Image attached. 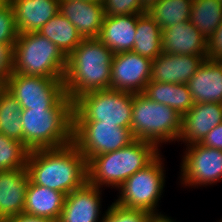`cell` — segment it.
<instances>
[{
  "mask_svg": "<svg viewBox=\"0 0 222 222\" xmlns=\"http://www.w3.org/2000/svg\"><path fill=\"white\" fill-rule=\"evenodd\" d=\"M26 169L33 184L65 196L87 182V161L73 143L59 148L31 150Z\"/></svg>",
  "mask_w": 222,
  "mask_h": 222,
  "instance_id": "cell-1",
  "label": "cell"
},
{
  "mask_svg": "<svg viewBox=\"0 0 222 222\" xmlns=\"http://www.w3.org/2000/svg\"><path fill=\"white\" fill-rule=\"evenodd\" d=\"M113 55L98 38L83 39L67 57L65 94L74 101L85 92L110 89Z\"/></svg>",
  "mask_w": 222,
  "mask_h": 222,
  "instance_id": "cell-2",
  "label": "cell"
},
{
  "mask_svg": "<svg viewBox=\"0 0 222 222\" xmlns=\"http://www.w3.org/2000/svg\"><path fill=\"white\" fill-rule=\"evenodd\" d=\"M23 143L31 151L72 143L73 101L64 94L50 109H22Z\"/></svg>",
  "mask_w": 222,
  "mask_h": 222,
  "instance_id": "cell-3",
  "label": "cell"
},
{
  "mask_svg": "<svg viewBox=\"0 0 222 222\" xmlns=\"http://www.w3.org/2000/svg\"><path fill=\"white\" fill-rule=\"evenodd\" d=\"M160 149L151 142L134 140L126 147L95 156L87 161V182L99 188H119L138 170L149 165Z\"/></svg>",
  "mask_w": 222,
  "mask_h": 222,
  "instance_id": "cell-4",
  "label": "cell"
},
{
  "mask_svg": "<svg viewBox=\"0 0 222 222\" xmlns=\"http://www.w3.org/2000/svg\"><path fill=\"white\" fill-rule=\"evenodd\" d=\"M130 129L135 139L154 143L160 149L163 143L178 142L182 116L173 108L155 102L143 93H133Z\"/></svg>",
  "mask_w": 222,
  "mask_h": 222,
  "instance_id": "cell-5",
  "label": "cell"
},
{
  "mask_svg": "<svg viewBox=\"0 0 222 222\" xmlns=\"http://www.w3.org/2000/svg\"><path fill=\"white\" fill-rule=\"evenodd\" d=\"M13 54L12 73L64 78L67 57L53 42L37 32L19 34Z\"/></svg>",
  "mask_w": 222,
  "mask_h": 222,
  "instance_id": "cell-6",
  "label": "cell"
},
{
  "mask_svg": "<svg viewBox=\"0 0 222 222\" xmlns=\"http://www.w3.org/2000/svg\"><path fill=\"white\" fill-rule=\"evenodd\" d=\"M133 93L113 89L85 92L73 101V121H101L130 128Z\"/></svg>",
  "mask_w": 222,
  "mask_h": 222,
  "instance_id": "cell-7",
  "label": "cell"
},
{
  "mask_svg": "<svg viewBox=\"0 0 222 222\" xmlns=\"http://www.w3.org/2000/svg\"><path fill=\"white\" fill-rule=\"evenodd\" d=\"M162 156L160 153L149 165L129 177L118 188L120 195L114 202L125 208L140 209L154 216H163L164 214L157 209L166 181Z\"/></svg>",
  "mask_w": 222,
  "mask_h": 222,
  "instance_id": "cell-8",
  "label": "cell"
},
{
  "mask_svg": "<svg viewBox=\"0 0 222 222\" xmlns=\"http://www.w3.org/2000/svg\"><path fill=\"white\" fill-rule=\"evenodd\" d=\"M135 139L130 128L101 121H73L72 143L86 161L131 144Z\"/></svg>",
  "mask_w": 222,
  "mask_h": 222,
  "instance_id": "cell-9",
  "label": "cell"
},
{
  "mask_svg": "<svg viewBox=\"0 0 222 222\" xmlns=\"http://www.w3.org/2000/svg\"><path fill=\"white\" fill-rule=\"evenodd\" d=\"M63 79L12 73L4 88L22 109H50L65 94Z\"/></svg>",
  "mask_w": 222,
  "mask_h": 222,
  "instance_id": "cell-10",
  "label": "cell"
},
{
  "mask_svg": "<svg viewBox=\"0 0 222 222\" xmlns=\"http://www.w3.org/2000/svg\"><path fill=\"white\" fill-rule=\"evenodd\" d=\"M180 163L181 186L207 187L222 180V150L200 143L186 145Z\"/></svg>",
  "mask_w": 222,
  "mask_h": 222,
  "instance_id": "cell-11",
  "label": "cell"
},
{
  "mask_svg": "<svg viewBox=\"0 0 222 222\" xmlns=\"http://www.w3.org/2000/svg\"><path fill=\"white\" fill-rule=\"evenodd\" d=\"M152 60L133 51L115 53L111 63L110 89L143 93L150 82Z\"/></svg>",
  "mask_w": 222,
  "mask_h": 222,
  "instance_id": "cell-12",
  "label": "cell"
},
{
  "mask_svg": "<svg viewBox=\"0 0 222 222\" xmlns=\"http://www.w3.org/2000/svg\"><path fill=\"white\" fill-rule=\"evenodd\" d=\"M102 191V188L86 182L67 194L57 222H101Z\"/></svg>",
  "mask_w": 222,
  "mask_h": 222,
  "instance_id": "cell-13",
  "label": "cell"
},
{
  "mask_svg": "<svg viewBox=\"0 0 222 222\" xmlns=\"http://www.w3.org/2000/svg\"><path fill=\"white\" fill-rule=\"evenodd\" d=\"M208 55H180L162 52L152 61L150 81L187 84Z\"/></svg>",
  "mask_w": 222,
  "mask_h": 222,
  "instance_id": "cell-14",
  "label": "cell"
},
{
  "mask_svg": "<svg viewBox=\"0 0 222 222\" xmlns=\"http://www.w3.org/2000/svg\"><path fill=\"white\" fill-rule=\"evenodd\" d=\"M222 122V103H194L182 116V129L178 142L200 143L203 138Z\"/></svg>",
  "mask_w": 222,
  "mask_h": 222,
  "instance_id": "cell-15",
  "label": "cell"
},
{
  "mask_svg": "<svg viewBox=\"0 0 222 222\" xmlns=\"http://www.w3.org/2000/svg\"><path fill=\"white\" fill-rule=\"evenodd\" d=\"M59 12L76 27L83 39L99 37L105 16L102 3L59 0Z\"/></svg>",
  "mask_w": 222,
  "mask_h": 222,
  "instance_id": "cell-16",
  "label": "cell"
},
{
  "mask_svg": "<svg viewBox=\"0 0 222 222\" xmlns=\"http://www.w3.org/2000/svg\"><path fill=\"white\" fill-rule=\"evenodd\" d=\"M162 43L168 54L208 55V40L190 21L163 29Z\"/></svg>",
  "mask_w": 222,
  "mask_h": 222,
  "instance_id": "cell-17",
  "label": "cell"
},
{
  "mask_svg": "<svg viewBox=\"0 0 222 222\" xmlns=\"http://www.w3.org/2000/svg\"><path fill=\"white\" fill-rule=\"evenodd\" d=\"M29 181L26 168L0 171V222L24 213Z\"/></svg>",
  "mask_w": 222,
  "mask_h": 222,
  "instance_id": "cell-18",
  "label": "cell"
},
{
  "mask_svg": "<svg viewBox=\"0 0 222 222\" xmlns=\"http://www.w3.org/2000/svg\"><path fill=\"white\" fill-rule=\"evenodd\" d=\"M19 34L38 30L59 13V0H8Z\"/></svg>",
  "mask_w": 222,
  "mask_h": 222,
  "instance_id": "cell-19",
  "label": "cell"
},
{
  "mask_svg": "<svg viewBox=\"0 0 222 222\" xmlns=\"http://www.w3.org/2000/svg\"><path fill=\"white\" fill-rule=\"evenodd\" d=\"M187 85L194 103H222V63L205 59Z\"/></svg>",
  "mask_w": 222,
  "mask_h": 222,
  "instance_id": "cell-20",
  "label": "cell"
},
{
  "mask_svg": "<svg viewBox=\"0 0 222 222\" xmlns=\"http://www.w3.org/2000/svg\"><path fill=\"white\" fill-rule=\"evenodd\" d=\"M137 14L103 18L98 39L114 54L132 51L136 35Z\"/></svg>",
  "mask_w": 222,
  "mask_h": 222,
  "instance_id": "cell-21",
  "label": "cell"
},
{
  "mask_svg": "<svg viewBox=\"0 0 222 222\" xmlns=\"http://www.w3.org/2000/svg\"><path fill=\"white\" fill-rule=\"evenodd\" d=\"M65 195L29 181L26 189L24 213L58 221Z\"/></svg>",
  "mask_w": 222,
  "mask_h": 222,
  "instance_id": "cell-22",
  "label": "cell"
},
{
  "mask_svg": "<svg viewBox=\"0 0 222 222\" xmlns=\"http://www.w3.org/2000/svg\"><path fill=\"white\" fill-rule=\"evenodd\" d=\"M143 94L155 102L173 108L181 116L186 114L194 105L187 84L150 81L146 85Z\"/></svg>",
  "mask_w": 222,
  "mask_h": 222,
  "instance_id": "cell-23",
  "label": "cell"
},
{
  "mask_svg": "<svg viewBox=\"0 0 222 222\" xmlns=\"http://www.w3.org/2000/svg\"><path fill=\"white\" fill-rule=\"evenodd\" d=\"M133 52L154 60L163 52L162 29L147 12L137 14Z\"/></svg>",
  "mask_w": 222,
  "mask_h": 222,
  "instance_id": "cell-24",
  "label": "cell"
},
{
  "mask_svg": "<svg viewBox=\"0 0 222 222\" xmlns=\"http://www.w3.org/2000/svg\"><path fill=\"white\" fill-rule=\"evenodd\" d=\"M37 33L53 42L66 57L83 41L76 27L60 12L45 23Z\"/></svg>",
  "mask_w": 222,
  "mask_h": 222,
  "instance_id": "cell-25",
  "label": "cell"
},
{
  "mask_svg": "<svg viewBox=\"0 0 222 222\" xmlns=\"http://www.w3.org/2000/svg\"><path fill=\"white\" fill-rule=\"evenodd\" d=\"M189 21L209 40L222 23V1L193 0Z\"/></svg>",
  "mask_w": 222,
  "mask_h": 222,
  "instance_id": "cell-26",
  "label": "cell"
},
{
  "mask_svg": "<svg viewBox=\"0 0 222 222\" xmlns=\"http://www.w3.org/2000/svg\"><path fill=\"white\" fill-rule=\"evenodd\" d=\"M22 108L4 87L0 91V133L23 143Z\"/></svg>",
  "mask_w": 222,
  "mask_h": 222,
  "instance_id": "cell-27",
  "label": "cell"
},
{
  "mask_svg": "<svg viewBox=\"0 0 222 222\" xmlns=\"http://www.w3.org/2000/svg\"><path fill=\"white\" fill-rule=\"evenodd\" d=\"M193 0H159L146 12L163 30L179 22L189 21Z\"/></svg>",
  "mask_w": 222,
  "mask_h": 222,
  "instance_id": "cell-28",
  "label": "cell"
},
{
  "mask_svg": "<svg viewBox=\"0 0 222 222\" xmlns=\"http://www.w3.org/2000/svg\"><path fill=\"white\" fill-rule=\"evenodd\" d=\"M29 152L24 143L0 133V171L26 168Z\"/></svg>",
  "mask_w": 222,
  "mask_h": 222,
  "instance_id": "cell-29",
  "label": "cell"
},
{
  "mask_svg": "<svg viewBox=\"0 0 222 222\" xmlns=\"http://www.w3.org/2000/svg\"><path fill=\"white\" fill-rule=\"evenodd\" d=\"M154 217L147 211L125 208L113 202L103 213L101 222H151Z\"/></svg>",
  "mask_w": 222,
  "mask_h": 222,
  "instance_id": "cell-30",
  "label": "cell"
},
{
  "mask_svg": "<svg viewBox=\"0 0 222 222\" xmlns=\"http://www.w3.org/2000/svg\"><path fill=\"white\" fill-rule=\"evenodd\" d=\"M18 35L14 11L7 2L0 8V44L14 45Z\"/></svg>",
  "mask_w": 222,
  "mask_h": 222,
  "instance_id": "cell-31",
  "label": "cell"
},
{
  "mask_svg": "<svg viewBox=\"0 0 222 222\" xmlns=\"http://www.w3.org/2000/svg\"><path fill=\"white\" fill-rule=\"evenodd\" d=\"M104 15H131L143 14L146 9L141 5L140 0H103Z\"/></svg>",
  "mask_w": 222,
  "mask_h": 222,
  "instance_id": "cell-32",
  "label": "cell"
},
{
  "mask_svg": "<svg viewBox=\"0 0 222 222\" xmlns=\"http://www.w3.org/2000/svg\"><path fill=\"white\" fill-rule=\"evenodd\" d=\"M13 46L0 44V82L5 84L13 69Z\"/></svg>",
  "mask_w": 222,
  "mask_h": 222,
  "instance_id": "cell-33",
  "label": "cell"
},
{
  "mask_svg": "<svg viewBox=\"0 0 222 222\" xmlns=\"http://www.w3.org/2000/svg\"><path fill=\"white\" fill-rule=\"evenodd\" d=\"M208 58L216 61L222 59V23L208 40Z\"/></svg>",
  "mask_w": 222,
  "mask_h": 222,
  "instance_id": "cell-34",
  "label": "cell"
},
{
  "mask_svg": "<svg viewBox=\"0 0 222 222\" xmlns=\"http://www.w3.org/2000/svg\"><path fill=\"white\" fill-rule=\"evenodd\" d=\"M200 144L222 150V122L213 128L200 142Z\"/></svg>",
  "mask_w": 222,
  "mask_h": 222,
  "instance_id": "cell-35",
  "label": "cell"
},
{
  "mask_svg": "<svg viewBox=\"0 0 222 222\" xmlns=\"http://www.w3.org/2000/svg\"><path fill=\"white\" fill-rule=\"evenodd\" d=\"M5 222H56L43 217H37L26 213H21L17 216L7 219Z\"/></svg>",
  "mask_w": 222,
  "mask_h": 222,
  "instance_id": "cell-36",
  "label": "cell"
},
{
  "mask_svg": "<svg viewBox=\"0 0 222 222\" xmlns=\"http://www.w3.org/2000/svg\"><path fill=\"white\" fill-rule=\"evenodd\" d=\"M151 222H176V221H174V219H172L167 215H163V216H155Z\"/></svg>",
  "mask_w": 222,
  "mask_h": 222,
  "instance_id": "cell-37",
  "label": "cell"
},
{
  "mask_svg": "<svg viewBox=\"0 0 222 222\" xmlns=\"http://www.w3.org/2000/svg\"><path fill=\"white\" fill-rule=\"evenodd\" d=\"M158 1L159 0H140V3L147 10L152 4H155Z\"/></svg>",
  "mask_w": 222,
  "mask_h": 222,
  "instance_id": "cell-38",
  "label": "cell"
},
{
  "mask_svg": "<svg viewBox=\"0 0 222 222\" xmlns=\"http://www.w3.org/2000/svg\"><path fill=\"white\" fill-rule=\"evenodd\" d=\"M83 1L94 2V3H102L103 2V0H83Z\"/></svg>",
  "mask_w": 222,
  "mask_h": 222,
  "instance_id": "cell-39",
  "label": "cell"
},
{
  "mask_svg": "<svg viewBox=\"0 0 222 222\" xmlns=\"http://www.w3.org/2000/svg\"><path fill=\"white\" fill-rule=\"evenodd\" d=\"M7 2L8 0H0V8L3 7Z\"/></svg>",
  "mask_w": 222,
  "mask_h": 222,
  "instance_id": "cell-40",
  "label": "cell"
},
{
  "mask_svg": "<svg viewBox=\"0 0 222 222\" xmlns=\"http://www.w3.org/2000/svg\"><path fill=\"white\" fill-rule=\"evenodd\" d=\"M3 87H4V84L0 82V91L2 90Z\"/></svg>",
  "mask_w": 222,
  "mask_h": 222,
  "instance_id": "cell-41",
  "label": "cell"
}]
</instances>
